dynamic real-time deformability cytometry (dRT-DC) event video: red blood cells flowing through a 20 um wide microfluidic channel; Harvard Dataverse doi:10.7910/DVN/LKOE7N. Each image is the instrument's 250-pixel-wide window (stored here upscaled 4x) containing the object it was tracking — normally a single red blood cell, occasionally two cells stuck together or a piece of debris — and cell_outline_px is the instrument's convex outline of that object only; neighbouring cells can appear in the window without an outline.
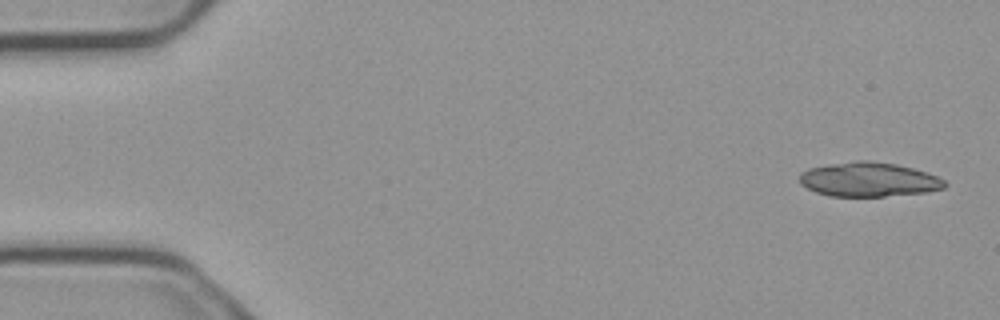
{"species": "common noctule bat (a hibernating species)", "species_latin": "Nyctalus noctula", "temperature_condition": "cold", "stored_images_in_passage": 5, "camera_frame_rate_fps": 3000, "um_per_image_px": 0.085, "animal": {"sex": "male", "body_mass_g": 23.1, "forearm_length_mm": 52.7}, "frame": {"image": 1, "passage_image": 1, "time_ms": 0.0, "image_size_px": [1000, 320], "cell_outline_px": [[948, 184], [944, 188], [928, 192], [884, 196], [828, 196], [816, 192], [800, 184], [800, 172], [808, 168], [828, 164], [856, 160], [868, 160], [896, 164], [912, 168], [936, 176], [944, 180]], "centroid_in_image_um": [73.82, 15.25], "position_along_channel_um": 11.2, "area_um2": 29.07}}